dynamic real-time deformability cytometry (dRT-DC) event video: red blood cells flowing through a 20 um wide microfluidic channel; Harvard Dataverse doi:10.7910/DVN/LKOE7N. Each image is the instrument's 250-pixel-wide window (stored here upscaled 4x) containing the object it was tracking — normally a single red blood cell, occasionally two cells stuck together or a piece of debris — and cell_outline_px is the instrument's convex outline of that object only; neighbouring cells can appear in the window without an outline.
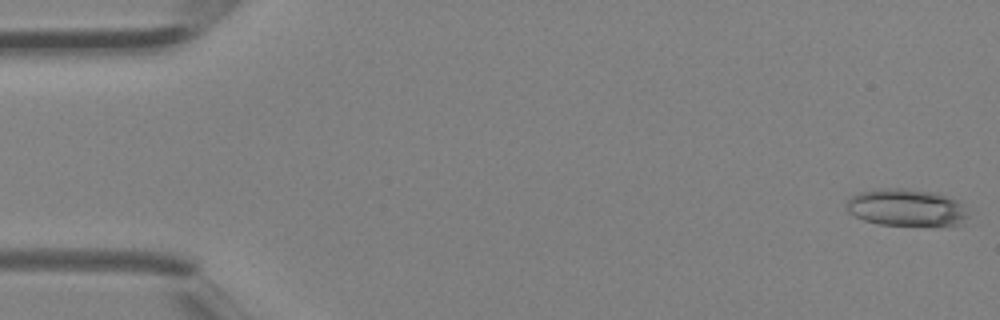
{"species": "Egyptian fruit bat (a non-hibernating species)", "species_latin": "Rousettus aegyptiacus", "temperature_condition": "room temperature", "stored_images_in_passage": 4, "camera_frame_rate_fps": 3000, "um_per_image_px": 0.085, "animal": {"sex": "female"}, "frame": {"image": 1, "passage_image": 1, "time_ms": 0.0, "image_size_px": [1000, 320], "cell_outline_px": [[968, 216], [960, 224], [936, 228], [876, 224], [864, 220], [848, 212], [848, 200], [852, 196], [860, 192], [880, 188], [904, 188], [936, 192], [948, 196], [956, 200], [960, 204]], "centroid_in_image_um": [77.07, 17.68], "position_along_channel_um": 7.9, "area_um2": 26.93}}
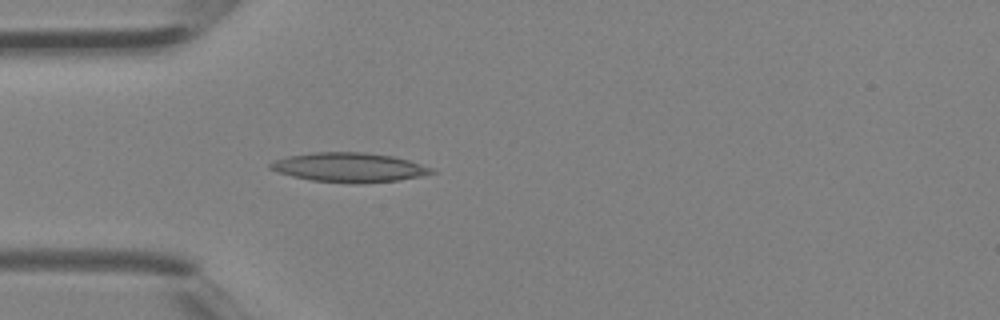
{"frame": {"image": 2, "passage_image": 4, "time_ms": 1.0, "image_size_px": [1000, 320], "cell_outline_px": [[436, 172], [420, 176], [400, 180], [360, 184], [356, 184], [312, 180], [292, 176], [276, 172], [268, 168], [268, 164], [272, 160], [288, 156], [312, 152], [364, 152], [392, 156], [408, 160], [432, 168]], "centroid_in_image_um": [29.63, 14.23], "position_along_channel_um": 55.4, "area_um2": 27.74}}